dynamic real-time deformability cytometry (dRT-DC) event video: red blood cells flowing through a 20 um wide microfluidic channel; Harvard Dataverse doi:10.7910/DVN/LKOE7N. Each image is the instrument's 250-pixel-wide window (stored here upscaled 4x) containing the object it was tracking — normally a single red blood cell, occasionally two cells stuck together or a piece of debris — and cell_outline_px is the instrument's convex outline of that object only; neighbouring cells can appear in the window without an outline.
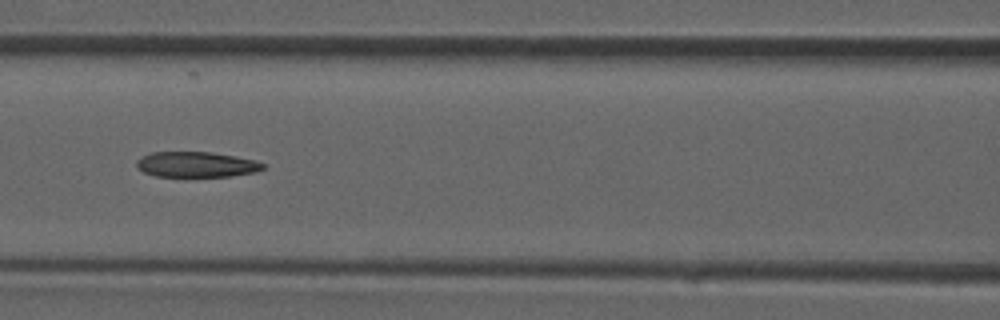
{"species": "common noctule bat (a hibernating species)", "species_latin": "Nyctalus noctula", "temperature_condition": "room temperature", "stored_images_in_passage": 41, "camera_frame_rate_fps": 3000, "um_per_image_px": 0.085, "animal": {"sex": "male", "forearm_length_mm": 52.5}, "frame": {"image": 1, "passage_image": 18, "time_ms": 5.667, "image_size_px": [1000, 320], "cell_outline_px": [[264, 168], [256, 172], [232, 176], [156, 176], [144, 172], [136, 168], [136, 160], [152, 152], [212, 152], [236, 156], [256, 160], [264, 164]], "centroid_in_image_um": [16.7, 13.98], "position_along_channel_um": 149.9, "area_um2": 18.73}}